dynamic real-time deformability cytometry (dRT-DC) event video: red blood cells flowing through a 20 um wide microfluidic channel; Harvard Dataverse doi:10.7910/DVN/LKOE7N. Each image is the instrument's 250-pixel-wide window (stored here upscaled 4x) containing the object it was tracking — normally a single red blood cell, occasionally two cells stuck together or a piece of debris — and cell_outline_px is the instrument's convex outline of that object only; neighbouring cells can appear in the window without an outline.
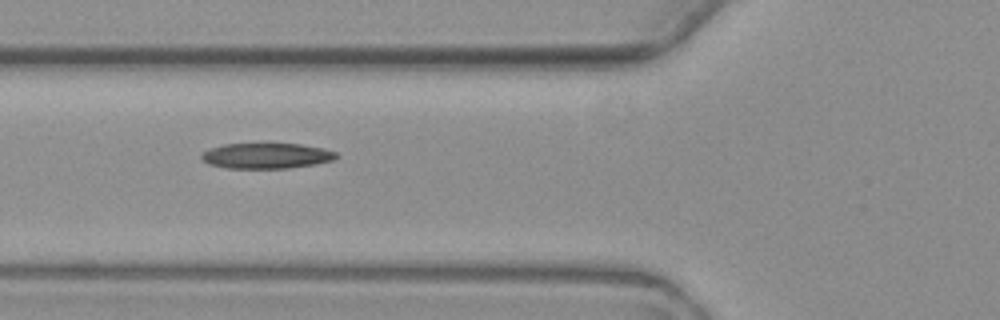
{"species": "common noctule bat (a hibernating species)", "species_latin": "Nyctalus noctula", "temperature_condition": "warm", "stored_images_in_passage": 2, "camera_frame_rate_fps": 3000, "um_per_image_px": 0.085, "animal": {"sex": "female", "body_mass_g": 19.3, "forearm_length_mm": 54.1}, "frame": {"image": 1, "passage_image": 2, "time_ms": 2.0, "image_size_px": [1000, 320], "cell_outline_px": [[340, 156], [332, 160], [316, 164], [288, 168], [228, 168], [208, 164], [200, 156], [208, 148], [224, 144], [300, 144], [324, 148], [336, 152]], "centroid_in_image_um": [22.66, 13.24], "position_along_channel_um": 103.1, "area_um2": 20.0}}